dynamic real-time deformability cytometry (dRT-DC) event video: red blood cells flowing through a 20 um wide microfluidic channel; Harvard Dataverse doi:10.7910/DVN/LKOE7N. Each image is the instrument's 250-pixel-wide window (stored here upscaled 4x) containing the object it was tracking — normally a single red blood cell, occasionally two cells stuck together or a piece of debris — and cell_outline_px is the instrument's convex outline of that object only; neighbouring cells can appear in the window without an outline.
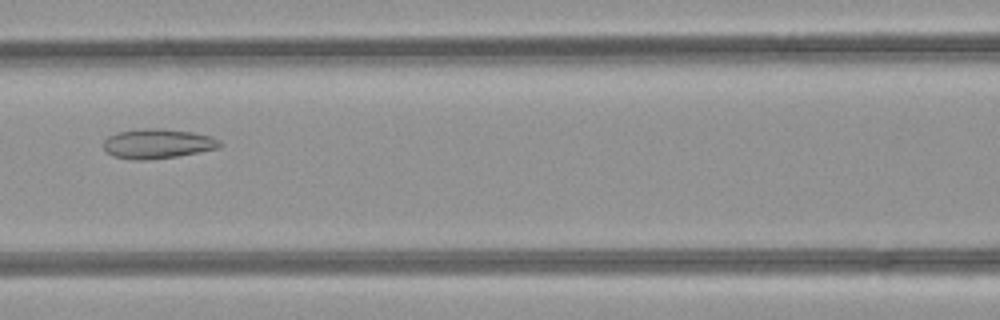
{"species": "common noctule bat (a hibernating species)", "species_latin": "Nyctalus noctula", "temperature_condition": "room temperature", "stored_images_in_passage": 36, "camera_frame_rate_fps": 3000, "um_per_image_px": 0.085, "animal": {"sex": "female", "body_mass_g": 21.9}, "frame": {"image": 1, "passage_image": 9, "time_ms": 2.667, "image_size_px": [1000, 320], "cell_outline_px": [[224, 144], [220, 148], [200, 152], [176, 156], [144, 160], [136, 160], [112, 156], [104, 148], [104, 140], [108, 136], [116, 132], [144, 128], [164, 128], [192, 132], [212, 136], [220, 140]], "centroid_in_image_um": [13.43, 12.2], "position_along_channel_um": 153.2, "area_um2": 20.29}}
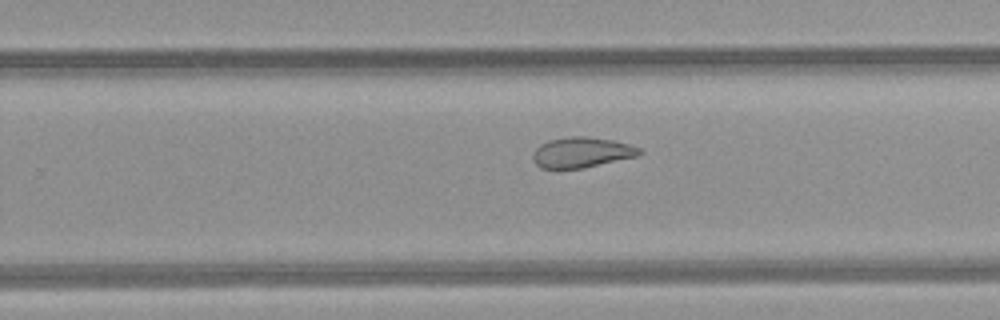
{"frame": {"image": 2, "passage_image": 18, "time_ms": 5.667, "image_size_px": [1000, 320], "cell_outline_px": [[644, 152], [640, 156], [584, 168], [540, 168], [536, 164], [532, 156], [536, 148], [540, 144], [548, 140], [572, 136], [584, 136], [612, 140], [628, 144], [640, 148]], "centroid_in_image_um": [49.48, 12.96], "position_along_channel_um": 280.3, "area_um2": 18.96}}
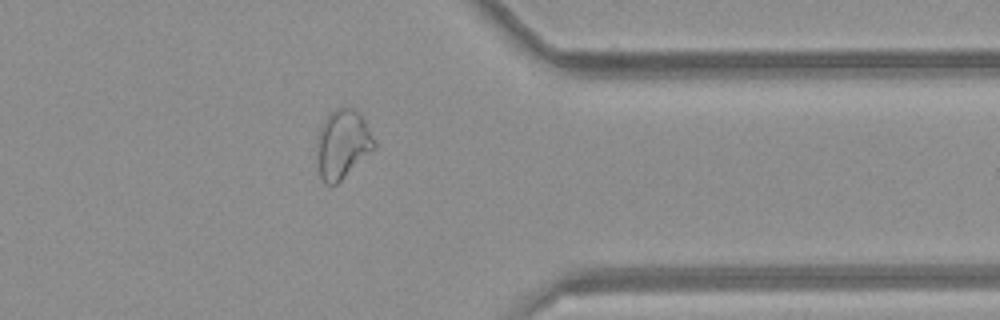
{"frame": {"image": 3, "passage_image": 26, "time_ms": 8.333, "image_size_px": [1000, 320], "cell_outline_px": [[376, 148], [336, 184], [324, 184], [320, 176], [316, 156], [316, 144], [320, 124], [328, 112], [344, 104], [360, 112], [376, 140]], "centroid_in_image_um": [29.11, 12.19], "position_along_channel_um": 382.3, "area_um2": 23.7}, "authors_computed_cell_mechanics": {"area_um2": 21.0681, "velocity_mm_per_s": 4.2545, "shape_relaxation_time_tau1_ms": null, "shape_relaxation_time_tau2_ms": 2.275, "deformation_change_tau1": null, "deformation_change_tau2": 0.0868}}